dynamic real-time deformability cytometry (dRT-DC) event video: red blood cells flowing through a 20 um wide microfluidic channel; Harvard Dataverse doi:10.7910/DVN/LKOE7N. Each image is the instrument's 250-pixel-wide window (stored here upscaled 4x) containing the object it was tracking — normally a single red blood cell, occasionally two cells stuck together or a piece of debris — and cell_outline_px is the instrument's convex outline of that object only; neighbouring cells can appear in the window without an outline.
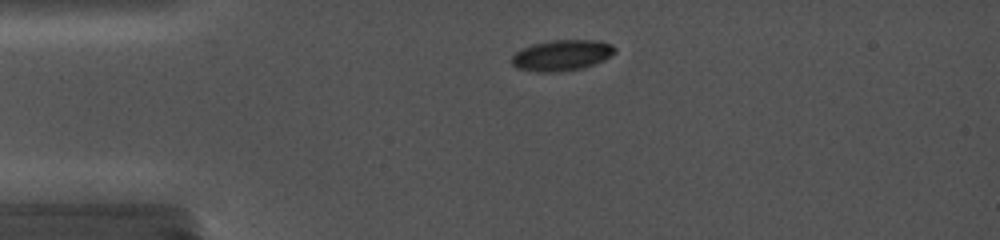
{"species": "common noctule bat (a hibernating species)", "species_latin": "Nyctalus noctula", "temperature_condition": "cold", "stored_images_in_passage": 21, "camera_frame_rate_fps": 5000, "um_per_image_px": 0.085, "animal": {"sex": "female", "body_mass_g": 19.0, "forearm_length_mm": 56.7}, "frame": {"image": 1, "passage_image": 7, "time_ms": 1.8, "image_size_px": [1000, 240], "cell_outline_px": [[616, 52], [612, 56], [604, 60], [584, 68], [556, 72], [536, 72], [516, 68], [512, 64], [512, 56], [516, 52], [532, 44], [552, 40], [596, 40], [612, 44], [616, 48]], "centroid_in_image_um": [47.78, 4.7], "position_along_channel_um": 37.2, "area_um2": 18.67}}
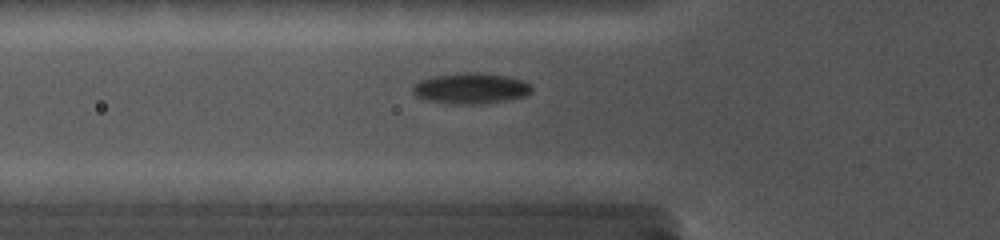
{"frame": {"image": 2, "passage_image": 15, "time_ms": 4.0, "image_size_px": [1000, 240], "cell_outline_px": [[532, 92], [524, 96], [508, 100], [480, 104], [452, 104], [428, 100], [416, 96], [412, 92], [412, 84], [420, 80], [432, 76], [472, 72], [476, 72], [508, 76], [520, 80], [528, 84], [532, 88]], "centroid_in_image_um": [39.98, 7.52], "position_along_channel_um": 85.8, "area_um2": 21.27}}
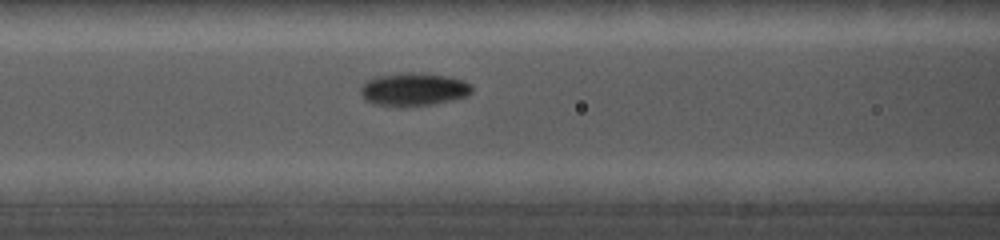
{"frame": {"image": 3, "passage_image": 19, "time_ms": 5.2, "image_size_px": [1000, 240], "cell_outline_px": [[472, 92], [468, 96], [452, 100], [432, 104], [400, 108], [376, 104], [368, 100], [360, 92], [360, 88], [364, 80], [376, 76], [408, 72], [412, 72], [444, 76], [464, 80], [472, 88]], "centroid_in_image_um": [35.13, 7.61], "position_along_channel_um": 131.5, "area_um2": 21.5}}